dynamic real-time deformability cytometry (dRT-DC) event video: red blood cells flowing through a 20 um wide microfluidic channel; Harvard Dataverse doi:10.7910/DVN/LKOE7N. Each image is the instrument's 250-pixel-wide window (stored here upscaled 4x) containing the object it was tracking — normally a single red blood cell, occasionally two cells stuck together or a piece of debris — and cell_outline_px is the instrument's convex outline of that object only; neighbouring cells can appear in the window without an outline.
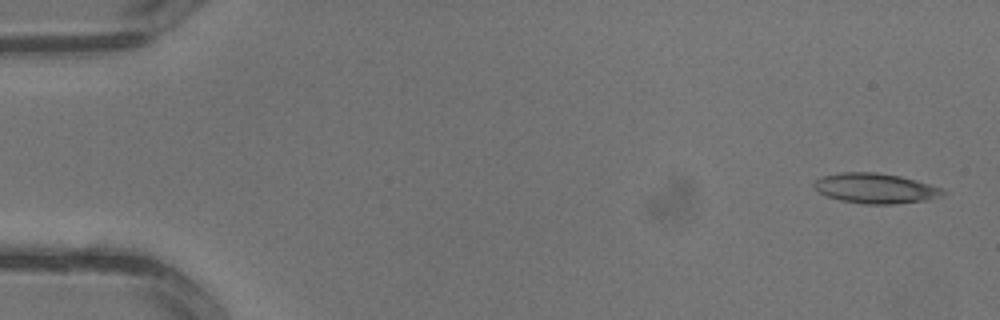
{"species": "common noctule bat (a hibernating species)", "species_latin": "Nyctalus noctula", "temperature_condition": "warm", "stored_images_in_passage": 2, "camera_frame_rate_fps": 3000, "um_per_image_px": 0.085, "animal": {"sex": "male", "body_mass_g": 13.3}, "frame": {"image": 1, "passage_image": 1, "time_ms": 0.0, "image_size_px": [1000, 320], "cell_outline_px": [[948, 192], [940, 196], [928, 200], [896, 204], [864, 204], [840, 200], [828, 196], [820, 192], [812, 184], [820, 176], [840, 172], [876, 172], [900, 176], [944, 188]], "centroid_in_image_um": [74.44, 16.0], "position_along_channel_um": 10.6, "area_um2": 22.72}}